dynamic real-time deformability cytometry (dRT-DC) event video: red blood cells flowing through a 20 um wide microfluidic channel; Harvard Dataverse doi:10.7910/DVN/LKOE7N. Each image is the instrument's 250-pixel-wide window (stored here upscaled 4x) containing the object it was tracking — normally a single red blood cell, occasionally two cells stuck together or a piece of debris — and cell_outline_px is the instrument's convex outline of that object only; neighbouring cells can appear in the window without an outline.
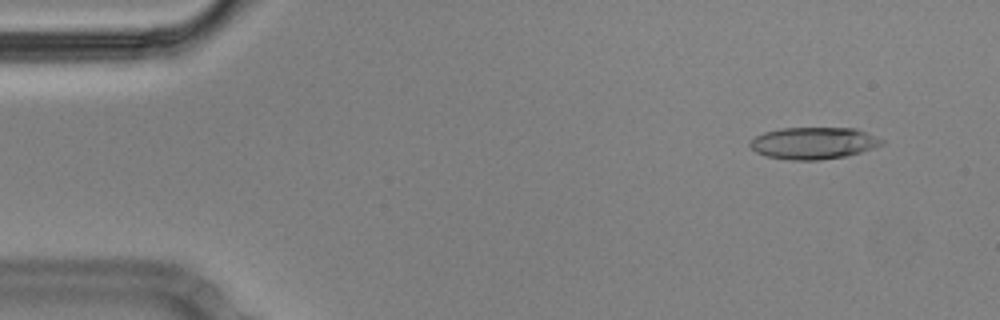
{"species": "Egyptian fruit bat (a non-hibernating species)", "species_latin": "Rousettus aegyptiacus", "temperature_condition": "cold", "stored_images_in_passage": 56, "camera_frame_rate_fps": 3000, "um_per_image_px": 0.085, "animal": {"sex": "male"}, "frame": {"image": 1, "passage_image": 5, "time_ms": 1.333, "image_size_px": [1000, 320], "cell_outline_px": [[884, 144], [848, 156], [820, 160], [792, 160], [764, 156], [756, 152], [748, 144], [748, 140], [764, 132], [784, 128], [856, 128], [884, 140]], "centroid_in_image_um": [69.12, 12.17], "position_along_channel_um": 15.9, "area_um2": 24.57}}
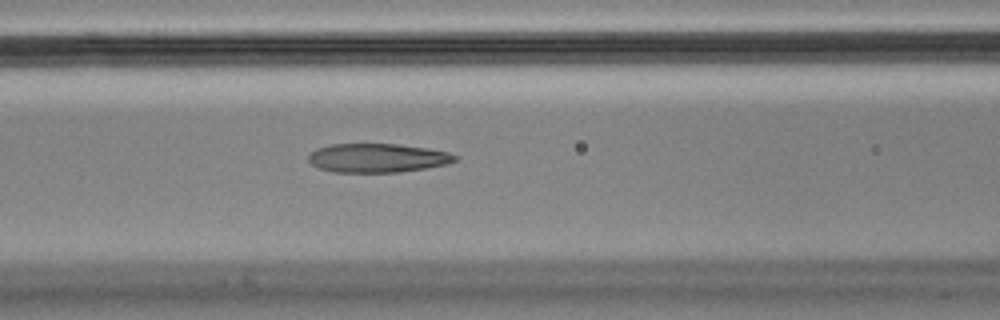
{"frame": {"image": 2, "passage_image": 23, "time_ms": 7.333, "image_size_px": [1000, 320], "cell_outline_px": [[460, 156], [456, 160], [444, 164], [424, 168], [396, 172], [332, 172], [320, 168], [312, 164], [308, 160], [308, 156], [316, 148], [332, 144], [396, 144], [428, 148], [448, 152]], "centroid_in_image_um": [32.07, 13.42], "position_along_channel_um": 134.5, "area_um2": 24.51}}
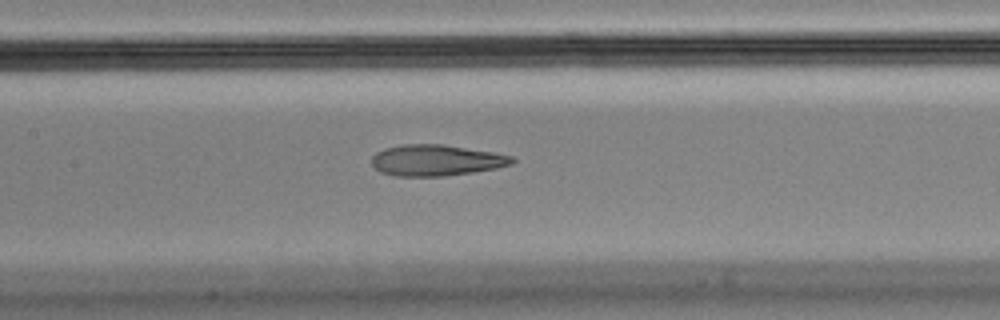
{"frame": {"image": 3, "passage_image": 26, "time_ms": 8.333, "image_size_px": [1000, 320], "cell_outline_px": [[516, 160], [512, 164], [496, 168], [472, 172], [444, 176], [396, 176], [380, 172], [372, 164], [372, 156], [376, 152], [384, 148], [404, 144], [444, 144], [496, 152], [512, 156]], "centroid_in_image_um": [37.09, 13.61], "position_along_channel_um": 170.3, "area_um2": 25.61}, "authors_computed_cell_mechanics": {"area_um2": 25.7788, "velocity_mm_per_s": 3.5669, "shape_relaxation_time_tau1_ms": null, "shape_relaxation_time_tau2_ms": 2.6241, "deformation_change_tau1": null, "deformation_change_tau2": 0.1188}}